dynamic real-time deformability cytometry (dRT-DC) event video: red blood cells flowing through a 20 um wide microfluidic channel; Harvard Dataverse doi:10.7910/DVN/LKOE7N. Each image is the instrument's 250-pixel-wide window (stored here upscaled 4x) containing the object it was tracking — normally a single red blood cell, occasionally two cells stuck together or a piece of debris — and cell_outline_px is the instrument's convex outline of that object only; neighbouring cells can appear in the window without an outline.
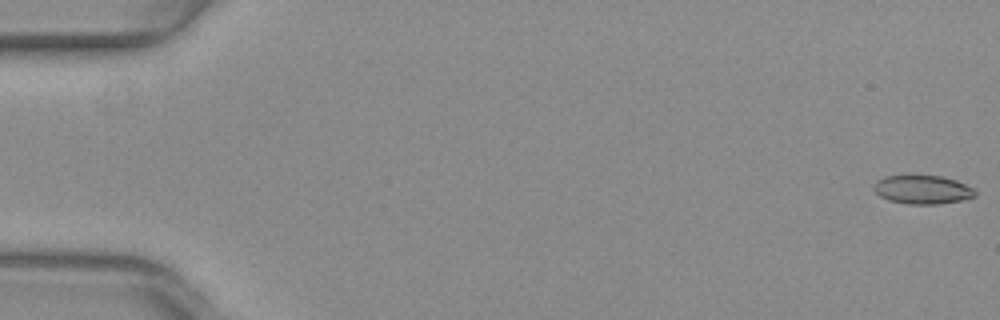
{"species": "common noctule bat (a hibernating species)", "species_latin": "Nyctalus noctula", "temperature_condition": "warm", "stored_images_in_passage": 14, "camera_frame_rate_fps": 3000, "um_per_image_px": 0.085, "animal": {"sex": "female", "body_mass_g": 29.2, "forearm_length_mm": 56.3}, "frame": {"image": 1, "passage_image": 1, "time_ms": 0.0, "image_size_px": [1000, 320], "cell_outline_px": [[976, 196], [960, 200], [936, 204], [908, 204], [888, 200], [880, 196], [876, 192], [876, 180], [884, 176], [940, 176], [956, 180], [972, 188], [976, 192]], "centroid_in_image_um": [78.42, 16.12], "position_along_channel_um": 6.6, "area_um2": 16.59}}